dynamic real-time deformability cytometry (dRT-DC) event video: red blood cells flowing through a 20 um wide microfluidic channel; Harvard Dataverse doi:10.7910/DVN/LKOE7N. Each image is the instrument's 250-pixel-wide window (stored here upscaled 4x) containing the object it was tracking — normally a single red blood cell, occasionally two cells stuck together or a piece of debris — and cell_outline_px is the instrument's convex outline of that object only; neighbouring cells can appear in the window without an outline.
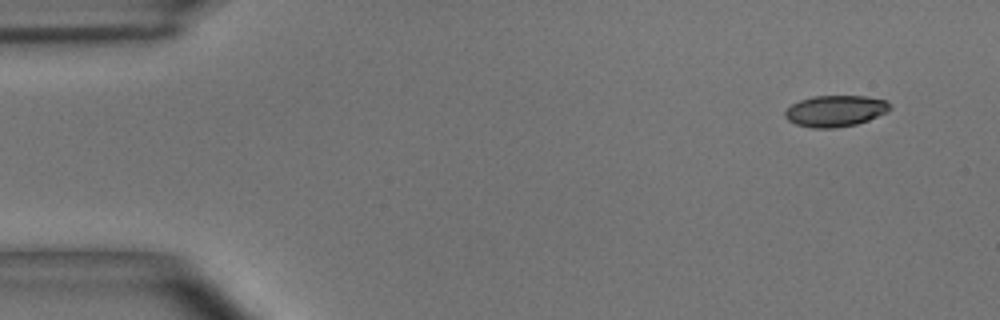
{"species": "common noctule bat (a hibernating species)", "species_latin": "Nyctalus noctula", "temperature_condition": "room temperature", "stored_images_in_passage": 9, "camera_frame_rate_fps": 3000, "um_per_image_px": 0.085, "animal": {"sex": "male", "body_mass_g": 15.6}, "frame": {"image": 1, "passage_image": 1, "time_ms": 0.0, "image_size_px": [1000, 320], "cell_outline_px": [[892, 108], [868, 120], [856, 124], [836, 128], [812, 128], [796, 124], [788, 120], [784, 116], [784, 112], [792, 104], [800, 100], [812, 96], [864, 96], [888, 100]], "centroid_in_image_um": [70.99, 9.43], "position_along_channel_um": 14.0, "area_um2": 19.07}}
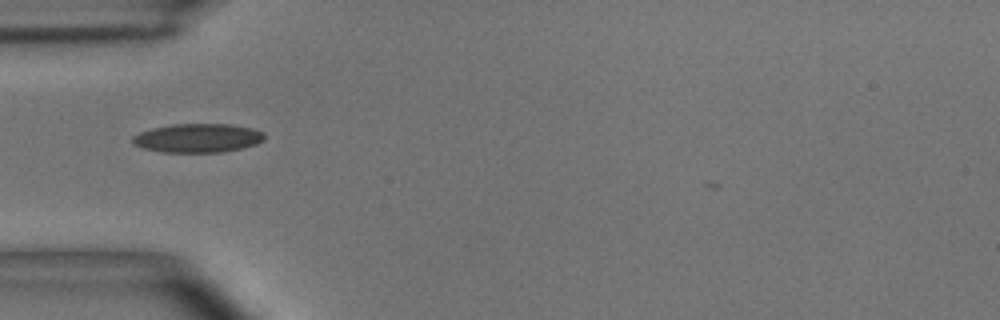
{"frame": {"image": 2, "passage_image": 4, "time_ms": 1.0, "image_size_px": [1000, 320], "cell_outline_px": [[264, 140], [256, 144], [240, 148], [220, 152], [164, 152], [144, 148], [132, 144], [132, 136], [140, 132], [152, 128], [172, 124], [232, 124], [252, 128], [264, 132]], "centroid_in_image_um": [16.8, 11.72], "position_along_channel_um": 68.2, "area_um2": 22.14}}